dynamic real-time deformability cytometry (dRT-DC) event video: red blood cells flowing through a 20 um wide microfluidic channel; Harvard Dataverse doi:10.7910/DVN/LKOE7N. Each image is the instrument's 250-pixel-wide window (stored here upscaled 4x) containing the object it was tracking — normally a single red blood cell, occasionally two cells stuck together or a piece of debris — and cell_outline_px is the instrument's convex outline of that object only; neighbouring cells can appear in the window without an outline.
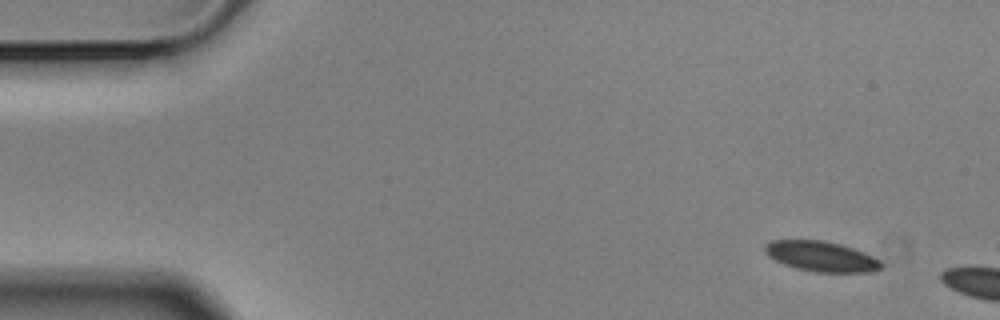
{"species": "Egyptian fruit bat (a non-hibernating species)", "species_latin": "Rousettus aegyptiacus", "temperature_condition": "cold", "stored_images_in_passage": 2, "camera_frame_rate_fps": 3000, "um_per_image_px": 0.085, "animal": {"sex": "male"}, "frame": {"image": 1, "passage_image": 1, "time_ms": 0.0, "image_size_px": [1000, 320], "cell_outline_px": [[884, 264], [880, 268], [868, 272], [816, 272], [796, 268], [784, 264], [768, 256], [764, 252], [764, 244], [772, 240], [824, 240], [840, 244], [864, 252], [880, 260]], "centroid_in_image_um": [69.79, 21.78], "position_along_channel_um": 15.2, "area_um2": 20.46}}